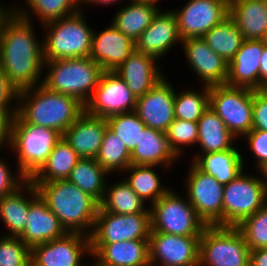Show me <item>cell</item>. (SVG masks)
<instances>
[{
  "label": "cell",
  "instance_id": "1",
  "mask_svg": "<svg viewBox=\"0 0 267 266\" xmlns=\"http://www.w3.org/2000/svg\"><path fill=\"white\" fill-rule=\"evenodd\" d=\"M34 27V22L14 13L2 34L0 69L18 92L43 82V39H38Z\"/></svg>",
  "mask_w": 267,
  "mask_h": 266
},
{
  "label": "cell",
  "instance_id": "2",
  "mask_svg": "<svg viewBox=\"0 0 267 266\" xmlns=\"http://www.w3.org/2000/svg\"><path fill=\"white\" fill-rule=\"evenodd\" d=\"M84 111L76 98L52 92L42 84L17 94L16 113L26 123L51 128L62 136Z\"/></svg>",
  "mask_w": 267,
  "mask_h": 266
},
{
  "label": "cell",
  "instance_id": "3",
  "mask_svg": "<svg viewBox=\"0 0 267 266\" xmlns=\"http://www.w3.org/2000/svg\"><path fill=\"white\" fill-rule=\"evenodd\" d=\"M68 233L90 236L99 203L68 179L33 183Z\"/></svg>",
  "mask_w": 267,
  "mask_h": 266
},
{
  "label": "cell",
  "instance_id": "4",
  "mask_svg": "<svg viewBox=\"0 0 267 266\" xmlns=\"http://www.w3.org/2000/svg\"><path fill=\"white\" fill-rule=\"evenodd\" d=\"M42 85L48 90L76 98L84 106L92 97L103 69L90 57L64 58L44 63Z\"/></svg>",
  "mask_w": 267,
  "mask_h": 266
},
{
  "label": "cell",
  "instance_id": "5",
  "mask_svg": "<svg viewBox=\"0 0 267 266\" xmlns=\"http://www.w3.org/2000/svg\"><path fill=\"white\" fill-rule=\"evenodd\" d=\"M85 12L80 9L73 15L40 26L45 31L41 37H44V61L89 57L94 28L87 23Z\"/></svg>",
  "mask_w": 267,
  "mask_h": 266
},
{
  "label": "cell",
  "instance_id": "6",
  "mask_svg": "<svg viewBox=\"0 0 267 266\" xmlns=\"http://www.w3.org/2000/svg\"><path fill=\"white\" fill-rule=\"evenodd\" d=\"M63 136L56 130L26 123L17 113L11 123L9 152L17 168L28 180L43 166Z\"/></svg>",
  "mask_w": 267,
  "mask_h": 266
},
{
  "label": "cell",
  "instance_id": "7",
  "mask_svg": "<svg viewBox=\"0 0 267 266\" xmlns=\"http://www.w3.org/2000/svg\"><path fill=\"white\" fill-rule=\"evenodd\" d=\"M250 249L237 227L206 226L199 240V266H249Z\"/></svg>",
  "mask_w": 267,
  "mask_h": 266
},
{
  "label": "cell",
  "instance_id": "8",
  "mask_svg": "<svg viewBox=\"0 0 267 266\" xmlns=\"http://www.w3.org/2000/svg\"><path fill=\"white\" fill-rule=\"evenodd\" d=\"M172 187L149 206L151 231L178 236H201L206 224L198 217L186 196Z\"/></svg>",
  "mask_w": 267,
  "mask_h": 266
},
{
  "label": "cell",
  "instance_id": "9",
  "mask_svg": "<svg viewBox=\"0 0 267 266\" xmlns=\"http://www.w3.org/2000/svg\"><path fill=\"white\" fill-rule=\"evenodd\" d=\"M247 172V173H245ZM243 170L223 192V226L237 227L267 203V189L257 173Z\"/></svg>",
  "mask_w": 267,
  "mask_h": 266
},
{
  "label": "cell",
  "instance_id": "10",
  "mask_svg": "<svg viewBox=\"0 0 267 266\" xmlns=\"http://www.w3.org/2000/svg\"><path fill=\"white\" fill-rule=\"evenodd\" d=\"M254 90L226 84L210 87L209 107L236 137L252 130Z\"/></svg>",
  "mask_w": 267,
  "mask_h": 266
},
{
  "label": "cell",
  "instance_id": "11",
  "mask_svg": "<svg viewBox=\"0 0 267 266\" xmlns=\"http://www.w3.org/2000/svg\"><path fill=\"white\" fill-rule=\"evenodd\" d=\"M188 165L184 180L186 198L206 226H223L224 185L199 170L192 162Z\"/></svg>",
  "mask_w": 267,
  "mask_h": 266
},
{
  "label": "cell",
  "instance_id": "12",
  "mask_svg": "<svg viewBox=\"0 0 267 266\" xmlns=\"http://www.w3.org/2000/svg\"><path fill=\"white\" fill-rule=\"evenodd\" d=\"M150 232V210L147 213L126 215L98 211L89 243L149 240Z\"/></svg>",
  "mask_w": 267,
  "mask_h": 266
},
{
  "label": "cell",
  "instance_id": "13",
  "mask_svg": "<svg viewBox=\"0 0 267 266\" xmlns=\"http://www.w3.org/2000/svg\"><path fill=\"white\" fill-rule=\"evenodd\" d=\"M136 102L137 97L114 71H103L92 97L85 105V111L106 119L135 111Z\"/></svg>",
  "mask_w": 267,
  "mask_h": 266
},
{
  "label": "cell",
  "instance_id": "14",
  "mask_svg": "<svg viewBox=\"0 0 267 266\" xmlns=\"http://www.w3.org/2000/svg\"><path fill=\"white\" fill-rule=\"evenodd\" d=\"M172 9L181 39L199 38L229 16V0H188Z\"/></svg>",
  "mask_w": 267,
  "mask_h": 266
},
{
  "label": "cell",
  "instance_id": "15",
  "mask_svg": "<svg viewBox=\"0 0 267 266\" xmlns=\"http://www.w3.org/2000/svg\"><path fill=\"white\" fill-rule=\"evenodd\" d=\"M90 254L88 236L67 232L60 238L33 246L31 266H86L83 259Z\"/></svg>",
  "mask_w": 267,
  "mask_h": 266
},
{
  "label": "cell",
  "instance_id": "16",
  "mask_svg": "<svg viewBox=\"0 0 267 266\" xmlns=\"http://www.w3.org/2000/svg\"><path fill=\"white\" fill-rule=\"evenodd\" d=\"M200 237L151 231L149 262L159 266H199Z\"/></svg>",
  "mask_w": 267,
  "mask_h": 266
},
{
  "label": "cell",
  "instance_id": "17",
  "mask_svg": "<svg viewBox=\"0 0 267 266\" xmlns=\"http://www.w3.org/2000/svg\"><path fill=\"white\" fill-rule=\"evenodd\" d=\"M181 46L182 39L178 30V21L172 9L162 8L154 16L152 23L135 41V50L159 60L170 54L173 46Z\"/></svg>",
  "mask_w": 267,
  "mask_h": 266
},
{
  "label": "cell",
  "instance_id": "18",
  "mask_svg": "<svg viewBox=\"0 0 267 266\" xmlns=\"http://www.w3.org/2000/svg\"><path fill=\"white\" fill-rule=\"evenodd\" d=\"M181 48L191 72H195L200 85L215 86L225 84L228 77V63L199 38L182 40Z\"/></svg>",
  "mask_w": 267,
  "mask_h": 266
},
{
  "label": "cell",
  "instance_id": "19",
  "mask_svg": "<svg viewBox=\"0 0 267 266\" xmlns=\"http://www.w3.org/2000/svg\"><path fill=\"white\" fill-rule=\"evenodd\" d=\"M176 89L170 80L164 78L150 91L137 98L135 112L146 126L166 132L175 120Z\"/></svg>",
  "mask_w": 267,
  "mask_h": 266
},
{
  "label": "cell",
  "instance_id": "20",
  "mask_svg": "<svg viewBox=\"0 0 267 266\" xmlns=\"http://www.w3.org/2000/svg\"><path fill=\"white\" fill-rule=\"evenodd\" d=\"M135 50V42L111 23L100 32L93 31L89 57L103 71H114Z\"/></svg>",
  "mask_w": 267,
  "mask_h": 266
},
{
  "label": "cell",
  "instance_id": "21",
  "mask_svg": "<svg viewBox=\"0 0 267 266\" xmlns=\"http://www.w3.org/2000/svg\"><path fill=\"white\" fill-rule=\"evenodd\" d=\"M161 66L162 64L153 57L134 50L127 60L122 62L114 72L138 98L150 91L162 79L168 77L162 71Z\"/></svg>",
  "mask_w": 267,
  "mask_h": 266
},
{
  "label": "cell",
  "instance_id": "22",
  "mask_svg": "<svg viewBox=\"0 0 267 266\" xmlns=\"http://www.w3.org/2000/svg\"><path fill=\"white\" fill-rule=\"evenodd\" d=\"M264 45L260 40H244L228 64L226 85L260 90V59Z\"/></svg>",
  "mask_w": 267,
  "mask_h": 266
},
{
  "label": "cell",
  "instance_id": "23",
  "mask_svg": "<svg viewBox=\"0 0 267 266\" xmlns=\"http://www.w3.org/2000/svg\"><path fill=\"white\" fill-rule=\"evenodd\" d=\"M66 233L57 216L38 194L30 202L27 226L19 236L21 240L32 248L37 244L60 238Z\"/></svg>",
  "mask_w": 267,
  "mask_h": 266
},
{
  "label": "cell",
  "instance_id": "24",
  "mask_svg": "<svg viewBox=\"0 0 267 266\" xmlns=\"http://www.w3.org/2000/svg\"><path fill=\"white\" fill-rule=\"evenodd\" d=\"M105 118L84 111L65 131L63 138L80 158H96L107 128Z\"/></svg>",
  "mask_w": 267,
  "mask_h": 266
},
{
  "label": "cell",
  "instance_id": "25",
  "mask_svg": "<svg viewBox=\"0 0 267 266\" xmlns=\"http://www.w3.org/2000/svg\"><path fill=\"white\" fill-rule=\"evenodd\" d=\"M179 160L182 159L170 147L165 132L148 126L141 133L139 142L131 153V164L162 166V172H167L168 169L170 172Z\"/></svg>",
  "mask_w": 267,
  "mask_h": 266
},
{
  "label": "cell",
  "instance_id": "26",
  "mask_svg": "<svg viewBox=\"0 0 267 266\" xmlns=\"http://www.w3.org/2000/svg\"><path fill=\"white\" fill-rule=\"evenodd\" d=\"M37 195L36 186L27 180L15 192L0 198V219L7 230L3 236L19 237L24 232L30 202Z\"/></svg>",
  "mask_w": 267,
  "mask_h": 266
},
{
  "label": "cell",
  "instance_id": "27",
  "mask_svg": "<svg viewBox=\"0 0 267 266\" xmlns=\"http://www.w3.org/2000/svg\"><path fill=\"white\" fill-rule=\"evenodd\" d=\"M90 252L102 263L114 266H148L149 240L89 243Z\"/></svg>",
  "mask_w": 267,
  "mask_h": 266
},
{
  "label": "cell",
  "instance_id": "28",
  "mask_svg": "<svg viewBox=\"0 0 267 266\" xmlns=\"http://www.w3.org/2000/svg\"><path fill=\"white\" fill-rule=\"evenodd\" d=\"M192 162L199 170L214 177L222 185L236 179L246 167V161L237 145L232 149L214 153L196 154Z\"/></svg>",
  "mask_w": 267,
  "mask_h": 266
},
{
  "label": "cell",
  "instance_id": "29",
  "mask_svg": "<svg viewBox=\"0 0 267 266\" xmlns=\"http://www.w3.org/2000/svg\"><path fill=\"white\" fill-rule=\"evenodd\" d=\"M229 16L236 22L244 40H260L267 30L264 0H229Z\"/></svg>",
  "mask_w": 267,
  "mask_h": 266
},
{
  "label": "cell",
  "instance_id": "30",
  "mask_svg": "<svg viewBox=\"0 0 267 266\" xmlns=\"http://www.w3.org/2000/svg\"><path fill=\"white\" fill-rule=\"evenodd\" d=\"M197 124L199 130L196 145L199 147L198 151L196 150L197 154L224 151L236 146V137L210 107L203 113Z\"/></svg>",
  "mask_w": 267,
  "mask_h": 266
},
{
  "label": "cell",
  "instance_id": "31",
  "mask_svg": "<svg viewBox=\"0 0 267 266\" xmlns=\"http://www.w3.org/2000/svg\"><path fill=\"white\" fill-rule=\"evenodd\" d=\"M156 168L159 166L131 164L124 170L128 173H121L128 174L127 177L123 175L124 181L147 205L155 203L171 189V186L163 183Z\"/></svg>",
  "mask_w": 267,
  "mask_h": 266
},
{
  "label": "cell",
  "instance_id": "32",
  "mask_svg": "<svg viewBox=\"0 0 267 266\" xmlns=\"http://www.w3.org/2000/svg\"><path fill=\"white\" fill-rule=\"evenodd\" d=\"M124 6L115 11L110 22L135 42L152 23L154 16L161 7L154 4L136 3L128 0Z\"/></svg>",
  "mask_w": 267,
  "mask_h": 266
},
{
  "label": "cell",
  "instance_id": "33",
  "mask_svg": "<svg viewBox=\"0 0 267 266\" xmlns=\"http://www.w3.org/2000/svg\"><path fill=\"white\" fill-rule=\"evenodd\" d=\"M22 6L14 3V12L20 17L34 22L39 21L42 26L48 22L68 17L77 13L80 7V0H24ZM16 3V4H15ZM35 18V19H34ZM34 19V20H33Z\"/></svg>",
  "mask_w": 267,
  "mask_h": 266
},
{
  "label": "cell",
  "instance_id": "34",
  "mask_svg": "<svg viewBox=\"0 0 267 266\" xmlns=\"http://www.w3.org/2000/svg\"><path fill=\"white\" fill-rule=\"evenodd\" d=\"M80 157L62 137L43 166L29 179L32 183H46L68 179Z\"/></svg>",
  "mask_w": 267,
  "mask_h": 266
},
{
  "label": "cell",
  "instance_id": "35",
  "mask_svg": "<svg viewBox=\"0 0 267 266\" xmlns=\"http://www.w3.org/2000/svg\"><path fill=\"white\" fill-rule=\"evenodd\" d=\"M109 183V184H108ZM103 199L99 203L98 211H105L115 214L147 213L149 205L130 188L122 179L110 184L108 180Z\"/></svg>",
  "mask_w": 267,
  "mask_h": 266
},
{
  "label": "cell",
  "instance_id": "36",
  "mask_svg": "<svg viewBox=\"0 0 267 266\" xmlns=\"http://www.w3.org/2000/svg\"><path fill=\"white\" fill-rule=\"evenodd\" d=\"M109 176L94 158H80L68 180L100 203L110 180Z\"/></svg>",
  "mask_w": 267,
  "mask_h": 266
},
{
  "label": "cell",
  "instance_id": "37",
  "mask_svg": "<svg viewBox=\"0 0 267 266\" xmlns=\"http://www.w3.org/2000/svg\"><path fill=\"white\" fill-rule=\"evenodd\" d=\"M202 39L228 64L244 41L236 22L230 16L205 33Z\"/></svg>",
  "mask_w": 267,
  "mask_h": 266
},
{
  "label": "cell",
  "instance_id": "38",
  "mask_svg": "<svg viewBox=\"0 0 267 266\" xmlns=\"http://www.w3.org/2000/svg\"><path fill=\"white\" fill-rule=\"evenodd\" d=\"M95 160L111 176L120 175L131 165V153L123 140L107 127Z\"/></svg>",
  "mask_w": 267,
  "mask_h": 266
},
{
  "label": "cell",
  "instance_id": "39",
  "mask_svg": "<svg viewBox=\"0 0 267 266\" xmlns=\"http://www.w3.org/2000/svg\"><path fill=\"white\" fill-rule=\"evenodd\" d=\"M200 89L191 87L175 92V119L197 122L202 117L209 107L210 87L201 85Z\"/></svg>",
  "mask_w": 267,
  "mask_h": 266
},
{
  "label": "cell",
  "instance_id": "40",
  "mask_svg": "<svg viewBox=\"0 0 267 266\" xmlns=\"http://www.w3.org/2000/svg\"><path fill=\"white\" fill-rule=\"evenodd\" d=\"M108 128L125 143L128 151L133 152L146 125L133 111L112 115L106 118Z\"/></svg>",
  "mask_w": 267,
  "mask_h": 266
},
{
  "label": "cell",
  "instance_id": "41",
  "mask_svg": "<svg viewBox=\"0 0 267 266\" xmlns=\"http://www.w3.org/2000/svg\"><path fill=\"white\" fill-rule=\"evenodd\" d=\"M198 131L197 122L175 119L169 125L165 132L166 138L170 147L180 159L189 147L193 148L197 144Z\"/></svg>",
  "mask_w": 267,
  "mask_h": 266
},
{
  "label": "cell",
  "instance_id": "42",
  "mask_svg": "<svg viewBox=\"0 0 267 266\" xmlns=\"http://www.w3.org/2000/svg\"><path fill=\"white\" fill-rule=\"evenodd\" d=\"M237 228L250 250L267 247V203L252 216L244 219Z\"/></svg>",
  "mask_w": 267,
  "mask_h": 266
},
{
  "label": "cell",
  "instance_id": "43",
  "mask_svg": "<svg viewBox=\"0 0 267 266\" xmlns=\"http://www.w3.org/2000/svg\"><path fill=\"white\" fill-rule=\"evenodd\" d=\"M0 266H31V248L20 237L1 235Z\"/></svg>",
  "mask_w": 267,
  "mask_h": 266
},
{
  "label": "cell",
  "instance_id": "44",
  "mask_svg": "<svg viewBox=\"0 0 267 266\" xmlns=\"http://www.w3.org/2000/svg\"><path fill=\"white\" fill-rule=\"evenodd\" d=\"M8 163L7 158L0 156V198L15 192L28 180L18 169L11 171Z\"/></svg>",
  "mask_w": 267,
  "mask_h": 266
},
{
  "label": "cell",
  "instance_id": "45",
  "mask_svg": "<svg viewBox=\"0 0 267 266\" xmlns=\"http://www.w3.org/2000/svg\"><path fill=\"white\" fill-rule=\"evenodd\" d=\"M245 138V139H244ZM247 141L246 144L251 151L254 159V166L257 171L267 162V131L252 129L241 140ZM256 161V162H255Z\"/></svg>",
  "mask_w": 267,
  "mask_h": 266
},
{
  "label": "cell",
  "instance_id": "46",
  "mask_svg": "<svg viewBox=\"0 0 267 266\" xmlns=\"http://www.w3.org/2000/svg\"><path fill=\"white\" fill-rule=\"evenodd\" d=\"M252 129L267 131V94L254 90Z\"/></svg>",
  "mask_w": 267,
  "mask_h": 266
},
{
  "label": "cell",
  "instance_id": "47",
  "mask_svg": "<svg viewBox=\"0 0 267 266\" xmlns=\"http://www.w3.org/2000/svg\"><path fill=\"white\" fill-rule=\"evenodd\" d=\"M17 94L18 91L0 69V111H17Z\"/></svg>",
  "mask_w": 267,
  "mask_h": 266
},
{
  "label": "cell",
  "instance_id": "48",
  "mask_svg": "<svg viewBox=\"0 0 267 266\" xmlns=\"http://www.w3.org/2000/svg\"><path fill=\"white\" fill-rule=\"evenodd\" d=\"M15 114L16 111H0V151L9 150L11 123Z\"/></svg>",
  "mask_w": 267,
  "mask_h": 266
},
{
  "label": "cell",
  "instance_id": "49",
  "mask_svg": "<svg viewBox=\"0 0 267 266\" xmlns=\"http://www.w3.org/2000/svg\"><path fill=\"white\" fill-rule=\"evenodd\" d=\"M249 266H267V247L250 250Z\"/></svg>",
  "mask_w": 267,
  "mask_h": 266
},
{
  "label": "cell",
  "instance_id": "50",
  "mask_svg": "<svg viewBox=\"0 0 267 266\" xmlns=\"http://www.w3.org/2000/svg\"><path fill=\"white\" fill-rule=\"evenodd\" d=\"M3 2H0V43L2 40V34L4 30V26L7 22V20L15 13L14 12V4L12 3L11 5H4Z\"/></svg>",
  "mask_w": 267,
  "mask_h": 266
},
{
  "label": "cell",
  "instance_id": "51",
  "mask_svg": "<svg viewBox=\"0 0 267 266\" xmlns=\"http://www.w3.org/2000/svg\"><path fill=\"white\" fill-rule=\"evenodd\" d=\"M120 1H121V3H123L122 2L123 0H80V7H81V10L85 11L84 5H85V7L89 6L92 8L94 5H95L94 8L96 6H100V5L109 7V6L115 5L117 3L119 4ZM124 1H126V0H124Z\"/></svg>",
  "mask_w": 267,
  "mask_h": 266
},
{
  "label": "cell",
  "instance_id": "52",
  "mask_svg": "<svg viewBox=\"0 0 267 266\" xmlns=\"http://www.w3.org/2000/svg\"><path fill=\"white\" fill-rule=\"evenodd\" d=\"M260 64V90H262L267 84V46H264Z\"/></svg>",
  "mask_w": 267,
  "mask_h": 266
},
{
  "label": "cell",
  "instance_id": "53",
  "mask_svg": "<svg viewBox=\"0 0 267 266\" xmlns=\"http://www.w3.org/2000/svg\"><path fill=\"white\" fill-rule=\"evenodd\" d=\"M258 173L261 178V181L264 183L266 189H267V162L264 163L258 170Z\"/></svg>",
  "mask_w": 267,
  "mask_h": 266
},
{
  "label": "cell",
  "instance_id": "54",
  "mask_svg": "<svg viewBox=\"0 0 267 266\" xmlns=\"http://www.w3.org/2000/svg\"><path fill=\"white\" fill-rule=\"evenodd\" d=\"M91 258H94L93 261L88 262L87 266H114V265H107L105 263H102L94 254H90Z\"/></svg>",
  "mask_w": 267,
  "mask_h": 266
},
{
  "label": "cell",
  "instance_id": "55",
  "mask_svg": "<svg viewBox=\"0 0 267 266\" xmlns=\"http://www.w3.org/2000/svg\"><path fill=\"white\" fill-rule=\"evenodd\" d=\"M129 1L136 3H149L157 6H159V3H161V0H129Z\"/></svg>",
  "mask_w": 267,
  "mask_h": 266
},
{
  "label": "cell",
  "instance_id": "56",
  "mask_svg": "<svg viewBox=\"0 0 267 266\" xmlns=\"http://www.w3.org/2000/svg\"><path fill=\"white\" fill-rule=\"evenodd\" d=\"M260 41L263 43L264 46H267V30L263 33Z\"/></svg>",
  "mask_w": 267,
  "mask_h": 266
},
{
  "label": "cell",
  "instance_id": "57",
  "mask_svg": "<svg viewBox=\"0 0 267 266\" xmlns=\"http://www.w3.org/2000/svg\"><path fill=\"white\" fill-rule=\"evenodd\" d=\"M267 94V84L262 89Z\"/></svg>",
  "mask_w": 267,
  "mask_h": 266
},
{
  "label": "cell",
  "instance_id": "58",
  "mask_svg": "<svg viewBox=\"0 0 267 266\" xmlns=\"http://www.w3.org/2000/svg\"><path fill=\"white\" fill-rule=\"evenodd\" d=\"M148 266H159V265H156V264H152V263H149Z\"/></svg>",
  "mask_w": 267,
  "mask_h": 266
}]
</instances>
